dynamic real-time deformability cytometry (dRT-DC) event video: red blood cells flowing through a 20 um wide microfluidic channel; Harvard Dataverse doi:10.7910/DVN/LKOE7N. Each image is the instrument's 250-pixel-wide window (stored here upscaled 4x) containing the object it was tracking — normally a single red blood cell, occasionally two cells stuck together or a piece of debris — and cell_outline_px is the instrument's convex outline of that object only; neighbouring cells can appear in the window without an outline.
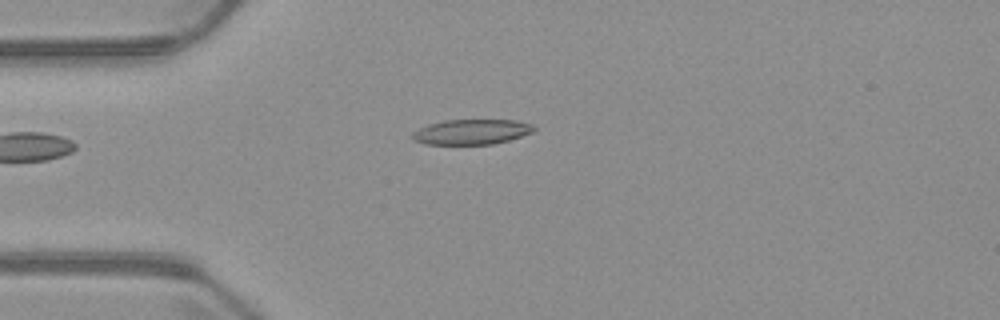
{"species": "common noctule bat (a hibernating species)", "species_latin": "Nyctalus noctula", "temperature_condition": "warm", "stored_images_in_passage": 3, "camera_frame_rate_fps": 3000, "um_per_image_px": 0.085, "animal": {"sex": "male", "body_mass_g": 23.1, "forearm_length_mm": 52.7}, "frame": {"image": 1, "passage_image": 2, "time_ms": 2.667, "image_size_px": [1000, 320], "cell_outline_px": [[536, 128], [532, 132], [508, 140], [492, 144], [424, 144], [412, 140], [412, 132], [428, 124], [444, 120], [516, 120], [532, 124]], "centroid_in_image_um": [40.05, 11.2], "position_along_channel_um": 44.9, "area_um2": 17.74}}